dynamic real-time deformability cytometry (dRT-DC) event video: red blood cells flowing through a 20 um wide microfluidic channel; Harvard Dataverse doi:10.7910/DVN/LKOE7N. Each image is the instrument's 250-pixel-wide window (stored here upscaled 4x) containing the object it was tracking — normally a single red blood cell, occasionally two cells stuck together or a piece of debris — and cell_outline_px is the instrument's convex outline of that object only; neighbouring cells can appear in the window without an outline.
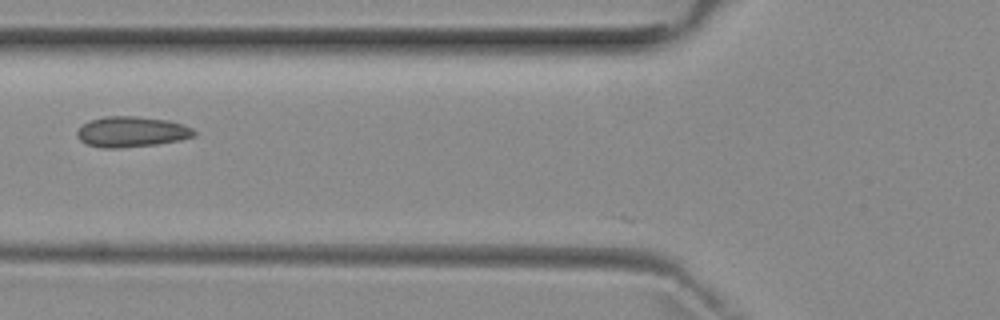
{"species": "common noctule bat (a hibernating species)", "species_latin": "Nyctalus noctula", "temperature_condition": "room temperature", "stored_images_in_passage": 5, "camera_frame_rate_fps": 3000, "um_per_image_px": 0.085, "animal": {"sex": "female", "body_mass_g": 29.2, "forearm_length_mm": 56.3}, "frame": {"image": 1, "passage_image": 4, "time_ms": 4.667, "image_size_px": [1000, 320], "cell_outline_px": [[196, 136], [180, 140], [156, 144], [120, 148], [100, 148], [84, 144], [76, 136], [76, 132], [88, 120], [104, 116], [136, 116], [168, 120], [184, 124], [192, 128], [196, 132]], "centroid_in_image_um": [11.17, 11.2], "position_along_channel_um": 114.6, "area_um2": 21.1}}